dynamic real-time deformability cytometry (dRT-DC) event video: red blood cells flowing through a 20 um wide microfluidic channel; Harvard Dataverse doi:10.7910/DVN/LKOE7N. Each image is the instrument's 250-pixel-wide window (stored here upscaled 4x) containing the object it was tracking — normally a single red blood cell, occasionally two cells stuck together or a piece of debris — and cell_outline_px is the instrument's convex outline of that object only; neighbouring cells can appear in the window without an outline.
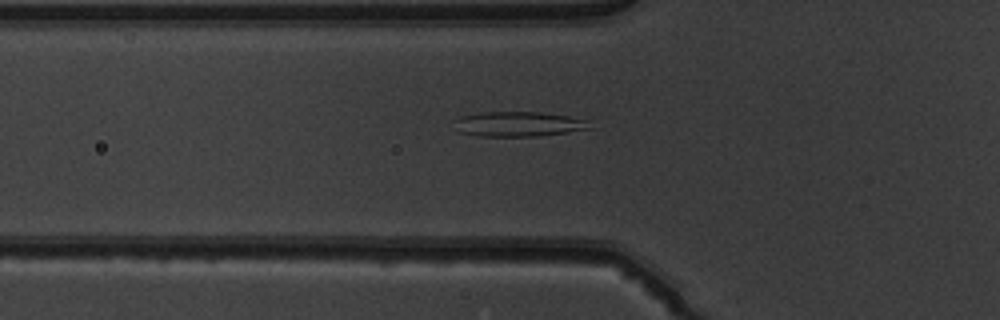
{"species": "common noctule bat (a hibernating species)", "species_latin": "Nyctalus noctula", "temperature_condition": "warm", "stored_images_in_passage": 51, "camera_frame_rate_fps": 3000, "um_per_image_px": 0.085, "animal": {"sex": "male", "body_mass_g": 19.5, "forearm_length_mm": 54.6}, "frame": {"image": 1, "passage_image": 18, "time_ms": 5.667, "image_size_px": [1000, 320], "cell_outline_px": [[592, 128], [540, 136], [480, 136], [456, 132], [456, 120], [460, 116], [480, 112], [540, 112], [568, 116], [588, 120]], "centroid_in_image_um": [44.06, 10.54], "position_along_channel_um": 81.7, "area_um2": 19.65}}
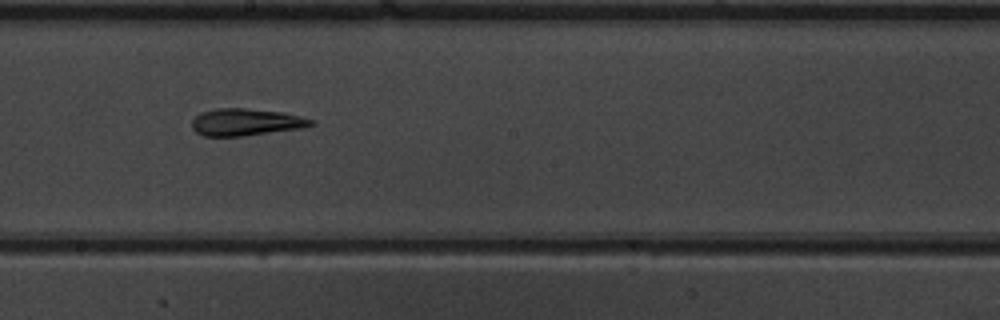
{"frame": {"image": 2, "passage_image": 29, "time_ms": 9.333, "image_size_px": [1000, 320], "cell_outline_px": [[316, 124], [304, 128], [244, 136], [204, 136], [196, 132], [192, 128], [192, 120], [200, 112], [216, 108], [244, 108], [284, 112], [316, 120]], "centroid_in_image_um": [20.94, 10.38], "position_along_channel_um": 227.3, "area_um2": 19.07}}
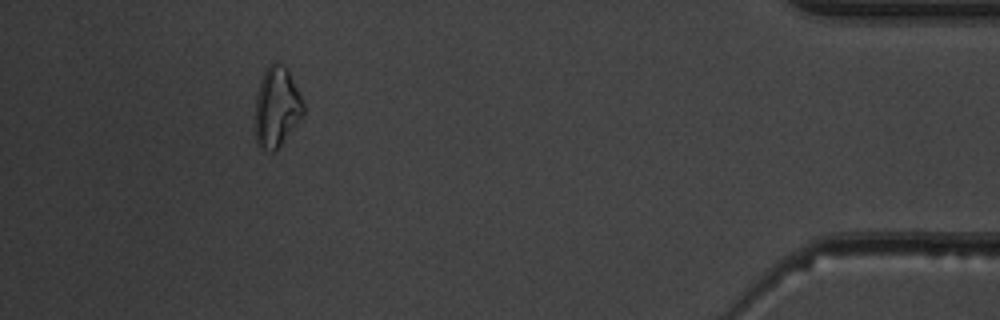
{"frame": {"image": 3, "passage_image": 47, "time_ms": 15.333, "image_size_px": [1000, 320], "cell_outline_px": [[304, 112], [280, 144], [272, 152], [260, 148], [256, 144], [252, 124], [256, 96], [260, 80], [268, 64], [276, 60], [288, 68], [304, 104]], "centroid_in_image_um": [23.44, 9.07], "position_along_channel_um": 411.8, "area_um2": 22.89}, "authors_computed_cell_mechanics": {"area_um2": 20.0566, "velocity_mm_per_s": 3.9674, "shape_relaxation_time_tau1_ms": 8.4582, "shape_relaxation_time_tau2_ms": 5.3018, "deformation_change_tau1": 0.1744, "deformation_change_tau2": 0.1594}}